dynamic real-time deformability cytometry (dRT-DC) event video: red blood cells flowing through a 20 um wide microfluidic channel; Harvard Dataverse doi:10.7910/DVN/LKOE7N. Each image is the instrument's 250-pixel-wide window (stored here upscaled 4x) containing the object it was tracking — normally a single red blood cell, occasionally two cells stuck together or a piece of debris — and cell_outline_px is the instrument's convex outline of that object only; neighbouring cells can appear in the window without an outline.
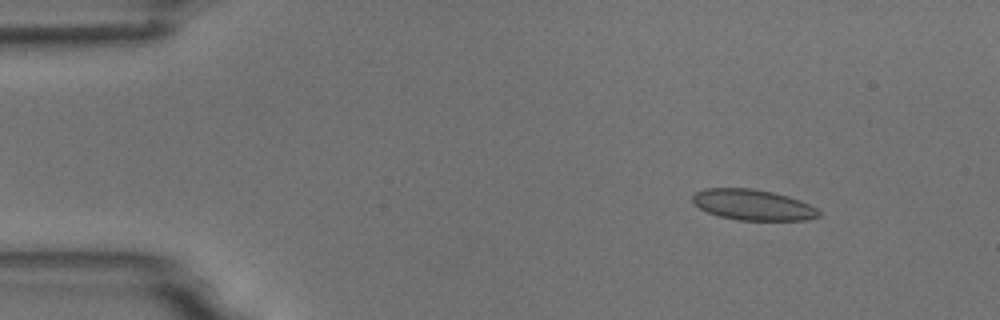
{"species": "common noctule bat (a hibernating species)", "species_latin": "Nyctalus noctula", "temperature_condition": "room temperature", "stored_images_in_passage": 3, "camera_frame_rate_fps": 3000, "um_per_image_px": 0.085, "animal": {"sex": "male", "body_mass_g": 18.8}, "frame": {"image": 1, "passage_image": 1, "time_ms": 0.0, "image_size_px": [1000, 320], "cell_outline_px": [[820, 216], [804, 220], [740, 220], [720, 216], [708, 212], [692, 204], [692, 196], [696, 192], [704, 188], [752, 188], [772, 192], [788, 196], [800, 200], [816, 208], [820, 212]], "centroid_in_image_um": [63.97, 17.4], "position_along_channel_um": 21.0, "area_um2": 22.54}}